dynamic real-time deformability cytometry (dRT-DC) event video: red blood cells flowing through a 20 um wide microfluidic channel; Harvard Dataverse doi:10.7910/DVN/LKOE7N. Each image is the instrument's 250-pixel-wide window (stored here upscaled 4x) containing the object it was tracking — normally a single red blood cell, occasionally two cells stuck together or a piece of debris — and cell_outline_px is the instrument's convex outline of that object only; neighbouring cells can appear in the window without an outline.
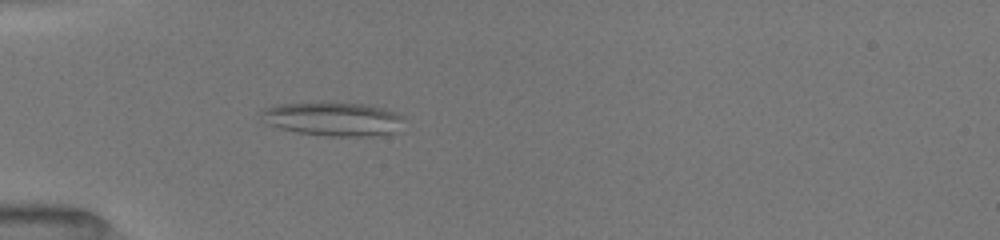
{"species": "common noctule bat (a hibernating species)", "species_latin": "Nyctalus noctula", "temperature_condition": "room temperature", "stored_images_in_passage": 39, "camera_frame_rate_fps": 3000, "um_per_image_px": 0.085, "animal": {"sex": "female", "body_mass_g": 19.5, "forearm_length_mm": 54.1}, "frame": {"image": 1, "passage_image": 3, "time_ms": 0.667, "image_size_px": [1000, 240], "cell_outline_px": [[404, 116], [396, 132], [368, 136], [324, 136], [300, 132], [280, 128], [268, 124], [260, 112], [264, 108], [276, 104], [364, 104], [384, 108], [396, 112]], "centroid_in_image_um": [28.34, 10.13], "position_along_channel_um": 56.7, "area_um2": 27.34}}
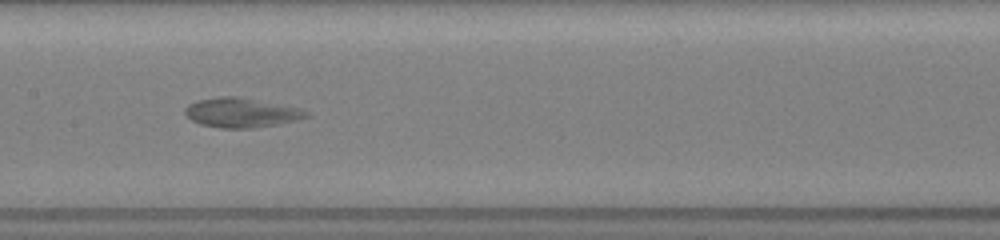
{"frame": {"image": 2, "passage_image": 14, "time_ms": 4.333, "image_size_px": [1000, 240], "cell_outline_px": [[308, 116], [296, 120], [280, 124], [252, 128], [220, 128], [200, 124], [192, 120], [184, 112], [184, 108], [188, 104], [200, 100], [220, 96], [236, 96], [300, 108], [308, 112]], "centroid_in_image_um": [20.5, 9.58], "position_along_channel_um": 186.9, "area_um2": 20.69}}
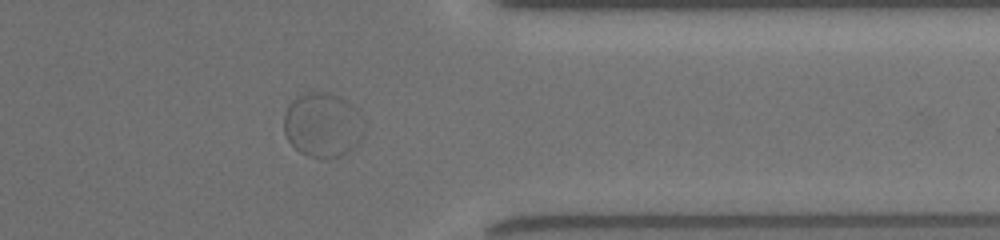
{"frame": {"image": 3, "passage_image": 30, "time_ms": 9.667, "image_size_px": [1000, 240], "cell_outline_px": [[364, 136], [348, 152], [340, 156], [308, 156], [300, 152], [288, 140], [284, 132], [284, 112], [288, 104], [292, 100], [304, 92], [332, 92], [340, 96], [352, 104], [360, 112]], "centroid_in_image_um": [27.42, 10.57], "position_along_channel_um": 384.0, "area_um2": 30.17}}